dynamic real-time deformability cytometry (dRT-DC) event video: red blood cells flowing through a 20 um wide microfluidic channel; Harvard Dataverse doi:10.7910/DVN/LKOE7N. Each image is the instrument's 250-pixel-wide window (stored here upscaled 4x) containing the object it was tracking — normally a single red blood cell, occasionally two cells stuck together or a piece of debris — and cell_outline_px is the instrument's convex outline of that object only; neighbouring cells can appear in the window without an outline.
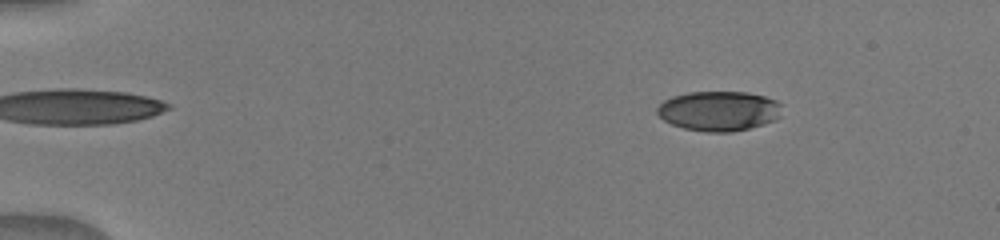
{"species": "human", "species_latin": "Homo sapiens", "temperature_condition": "warm", "stored_images_in_passage": 10, "camera_frame_rate_fps": 3000, "um_per_image_px": 0.085, "donor": {"sex": "male"}, "frame": {"image": 1, "passage_image": 2, "time_ms": 0.667, "image_size_px": [1000, 240], "cell_outline_px": [[780, 116], [764, 124], [732, 132], [704, 132], [684, 128], [672, 124], [664, 120], [656, 112], [656, 108], [664, 100], [672, 96], [688, 92], [748, 92], [764, 96], [776, 100], [780, 104]], "centroid_in_image_um": [61.08, 9.43], "position_along_channel_um": 23.9, "area_um2": 28.9}}
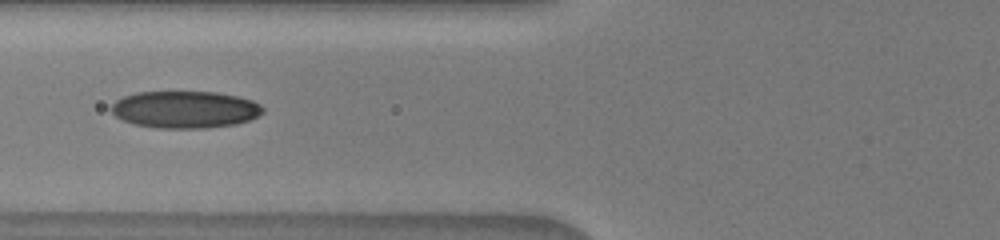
{"frame": {"image": 2, "passage_image": 9, "time_ms": 5.333, "image_size_px": [1000, 240], "cell_outline_px": [[264, 112], [248, 120], [236, 124], [204, 128], [156, 128], [132, 124], [116, 116], [108, 108], [116, 100], [124, 96], [136, 92], [216, 92], [240, 96], [252, 100], [260, 104], [264, 108]], "centroid_in_image_um": [15.71, 9.3], "position_along_channel_um": 110.1, "area_um2": 32.95}}